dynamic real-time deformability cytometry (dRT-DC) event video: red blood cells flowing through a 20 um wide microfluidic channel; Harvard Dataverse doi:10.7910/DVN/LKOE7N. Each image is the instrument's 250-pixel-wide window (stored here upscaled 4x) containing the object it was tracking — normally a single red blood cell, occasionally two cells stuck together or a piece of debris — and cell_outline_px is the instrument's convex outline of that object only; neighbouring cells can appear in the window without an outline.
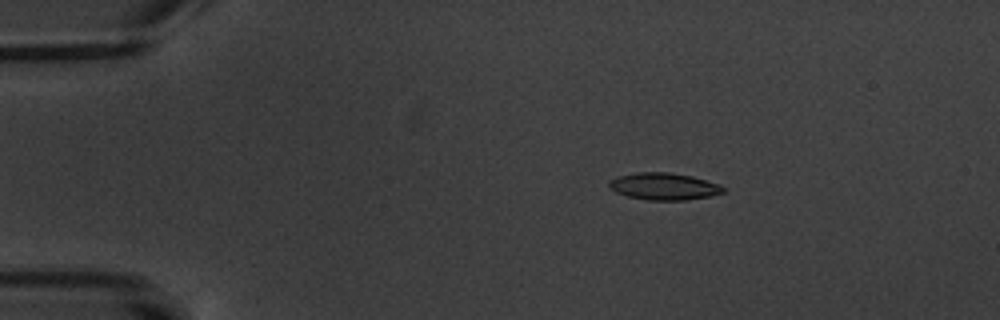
{"species": "common noctule bat (a hibernating species)", "species_latin": "Nyctalus noctula", "temperature_condition": "warm", "stored_images_in_passage": 5, "camera_frame_rate_fps": 3000, "um_per_image_px": 0.085, "animal": {"sex": "male", "body_mass_g": 20.1, "forearm_length_mm": 53.5}, "frame": {"image": 1, "passage_image": 3, "time_ms": 3.333, "image_size_px": [1000, 320], "cell_outline_px": [[724, 192], [712, 196], [684, 200], [648, 200], [628, 196], [616, 192], [608, 188], [608, 180], [620, 176], [640, 172], [668, 172], [692, 176], [720, 184], [724, 188]], "centroid_in_image_um": [56.43, 15.84], "position_along_channel_um": 28.6, "area_um2": 17.98}}